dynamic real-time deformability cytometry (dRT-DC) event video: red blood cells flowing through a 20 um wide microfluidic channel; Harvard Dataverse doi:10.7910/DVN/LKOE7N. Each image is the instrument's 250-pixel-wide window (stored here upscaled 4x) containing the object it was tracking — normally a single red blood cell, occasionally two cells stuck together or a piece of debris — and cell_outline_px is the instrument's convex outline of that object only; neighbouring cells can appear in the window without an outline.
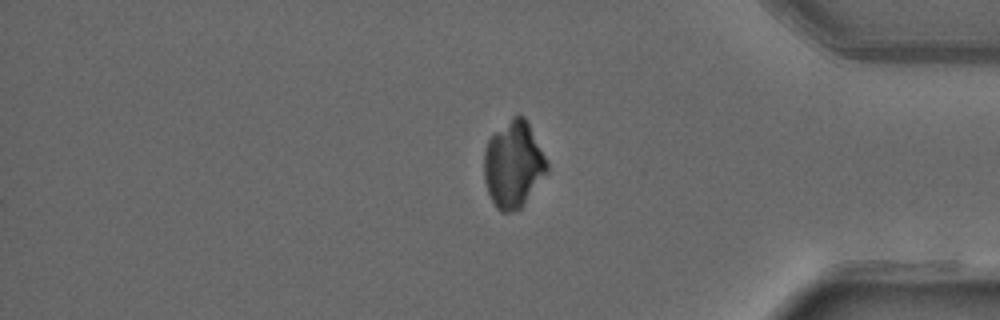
{"species": "common noctule bat (a hibernating species)", "species_latin": "Nyctalus noctula", "temperature_condition": "warm", "stored_images_in_passage": 41, "camera_frame_rate_fps": 3000, "um_per_image_px": 0.085, "animal": {"sex": "male", "forearm_length_mm": 52.5}, "frame": {"image": 1, "passage_image": 33, "time_ms": 10.667, "image_size_px": [1000, 320], "cell_outline_px": [[548, 168], [520, 208], [512, 212], [500, 212], [496, 208], [488, 192], [484, 180], [484, 152], [488, 140], [512, 116], [524, 116], [548, 164]], "centroid_in_image_um": [43.59, 14.0], "position_along_channel_um": 391.6, "area_um2": 30.81}}
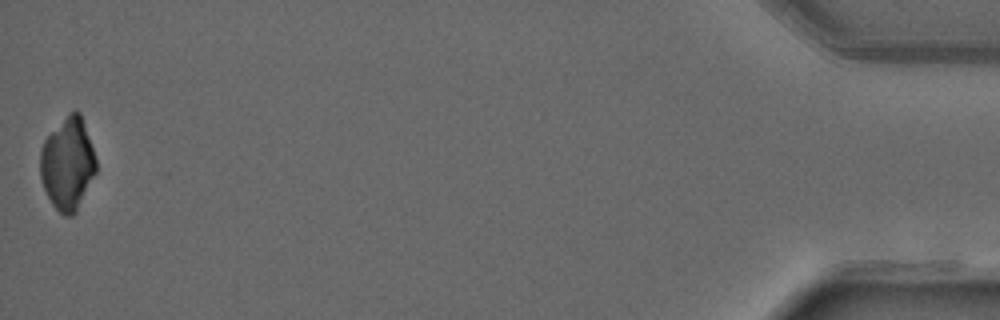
{"frame": {"image": 2, "passage_image": 41, "time_ms": 13.333, "image_size_px": [1000, 320], "cell_outline_px": [[96, 172], [76, 212], [72, 216], [64, 216], [52, 204], [44, 188], [40, 176], [40, 148], [44, 140], [68, 112], [76, 108], [80, 112], [96, 160]], "centroid_in_image_um": [5.74, 13.91], "position_along_channel_um": 429.5, "area_um2": 29.94}}